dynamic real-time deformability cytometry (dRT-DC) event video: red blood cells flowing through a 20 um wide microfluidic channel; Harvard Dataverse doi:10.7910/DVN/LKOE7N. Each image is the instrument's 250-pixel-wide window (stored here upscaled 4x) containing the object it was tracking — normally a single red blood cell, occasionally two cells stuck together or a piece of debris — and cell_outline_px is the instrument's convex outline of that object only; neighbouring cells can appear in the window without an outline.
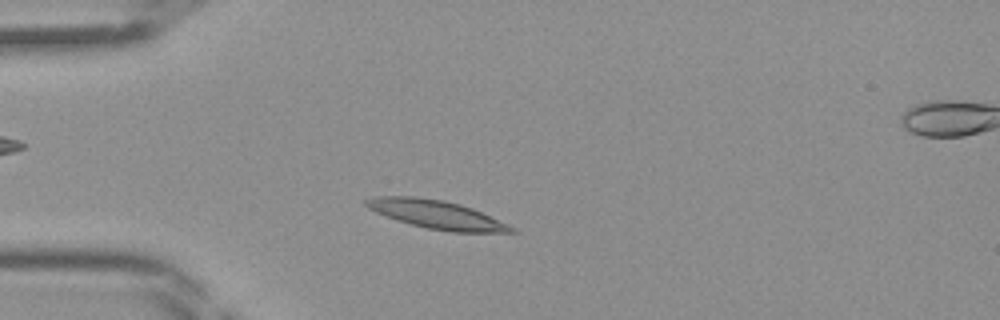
{"species": "Egyptian fruit bat (a non-hibernating species)", "species_latin": "Rousettus aegyptiacus", "temperature_condition": "room temperature", "stored_images_in_passage": 38, "camera_frame_rate_fps": 3000, "um_per_image_px": 0.085, "frame": {"image": 1, "passage_image": 8, "time_ms": 2.333, "image_size_px": [1000, 320], "cell_outline_px": [[520, 232], [452, 232], [428, 228], [396, 220], [376, 212], [368, 208], [364, 204], [364, 200], [372, 196], [416, 196], [444, 200], [460, 204], [472, 208], [508, 224], [516, 228]], "centroid_in_image_um": [37.09, 18.22], "position_along_channel_um": 47.9, "area_um2": 24.04}}
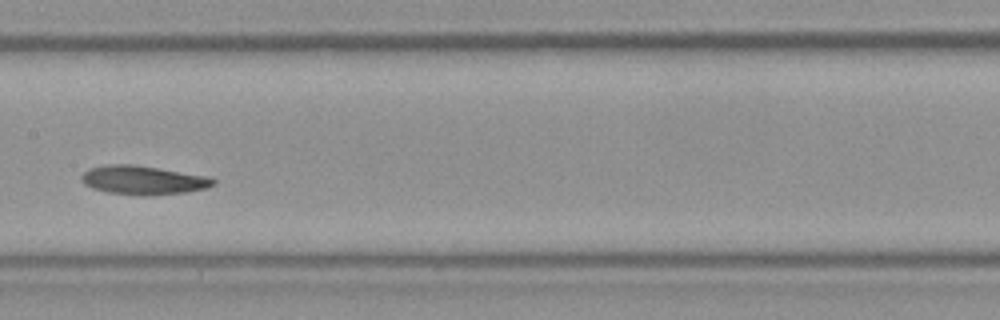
{"frame": {"image": 2, "passage_image": 19, "time_ms": 6.0, "image_size_px": [1000, 320], "cell_outline_px": [[216, 184], [208, 188], [188, 192], [144, 196], [108, 192], [92, 188], [84, 184], [80, 180], [80, 176], [88, 168], [104, 164], [132, 164], [204, 176], [216, 180]], "centroid_in_image_um": [12.12, 15.31], "position_along_channel_um": 195.3, "area_um2": 22.14}}
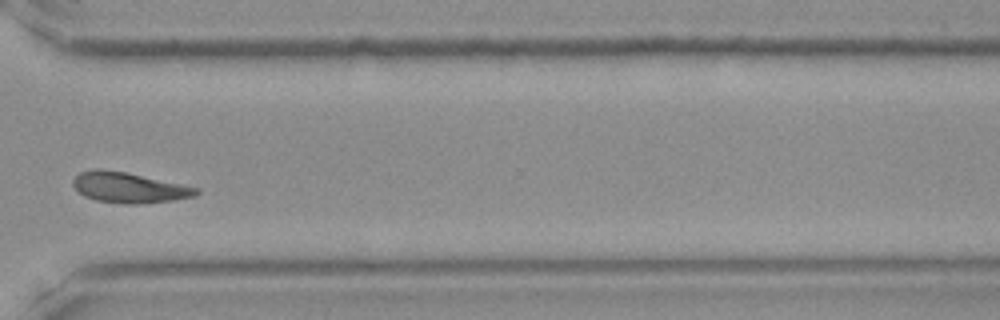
{"frame": {"image": 3, "passage_image": 30, "time_ms": 9.667, "image_size_px": [1000, 320], "cell_outline_px": [[200, 192], [196, 196], [172, 200], [136, 204], [128, 204], [96, 200], [84, 196], [72, 184], [72, 180], [80, 172], [92, 168], [100, 168], [124, 172], [200, 188]], "centroid_in_image_um": [10.95, 15.94], "position_along_channel_um": 359.6, "area_um2": 21.68}}